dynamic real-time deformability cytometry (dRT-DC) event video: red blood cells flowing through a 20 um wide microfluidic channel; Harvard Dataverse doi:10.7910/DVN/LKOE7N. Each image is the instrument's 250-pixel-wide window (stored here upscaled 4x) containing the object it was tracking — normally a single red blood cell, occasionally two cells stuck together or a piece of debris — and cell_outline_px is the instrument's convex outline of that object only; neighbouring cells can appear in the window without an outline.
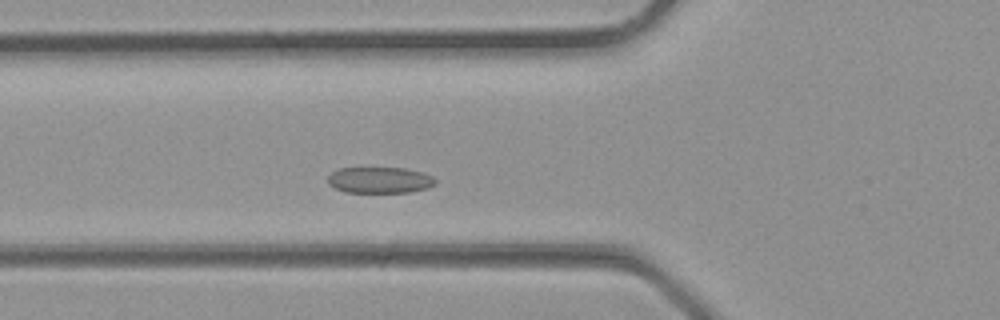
{"species": "common noctule bat (a hibernating species)", "species_latin": "Nyctalus noctula", "temperature_condition": "room temperature", "stored_images_in_passage": 26, "camera_frame_rate_fps": 3000, "um_per_image_px": 0.085, "animal": {"sex": "male", "body_mass_g": 23.1, "forearm_length_mm": 52.7}, "frame": {"image": 1, "passage_image": 4, "time_ms": 1.0, "image_size_px": [1000, 320], "cell_outline_px": [[436, 184], [428, 188], [408, 192], [344, 192], [328, 184], [328, 176], [332, 172], [340, 168], [404, 168], [424, 172], [432, 176], [436, 180]], "centroid_in_image_um": [32.3, 15.3], "position_along_channel_um": 93.5, "area_um2": 16.42}}
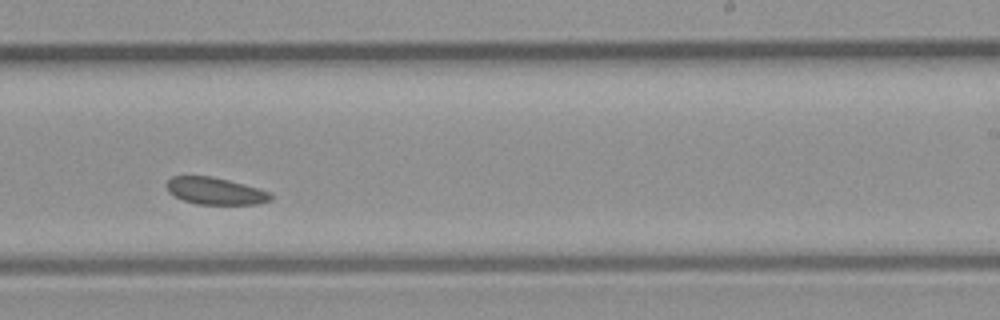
{"frame": {"image": 2, "passage_image": 13, "time_ms": 4.0, "image_size_px": [1000, 320], "cell_outline_px": [[272, 200], [260, 204], [196, 204], [184, 200], [168, 192], [164, 184], [172, 176], [212, 176], [244, 184], [268, 192], [272, 196]], "centroid_in_image_um": [18.27, 16.23], "position_along_channel_um": 270.7, "area_um2": 16.36}}
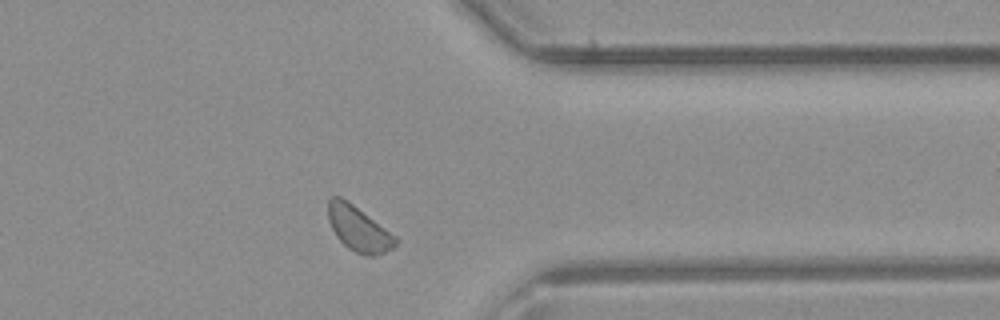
{"frame": {"image": 3, "passage_image": 19, "time_ms": 6.0, "image_size_px": [1000, 320], "cell_outline_px": [[400, 240], [392, 248], [384, 252], [372, 256], [368, 256], [356, 252], [348, 248], [336, 236], [328, 220], [328, 200], [332, 196], [340, 196], [352, 204], [396, 236]], "centroid_in_image_um": [30.47, 19.44], "position_along_channel_um": 380.9, "area_um2": 17.4}}